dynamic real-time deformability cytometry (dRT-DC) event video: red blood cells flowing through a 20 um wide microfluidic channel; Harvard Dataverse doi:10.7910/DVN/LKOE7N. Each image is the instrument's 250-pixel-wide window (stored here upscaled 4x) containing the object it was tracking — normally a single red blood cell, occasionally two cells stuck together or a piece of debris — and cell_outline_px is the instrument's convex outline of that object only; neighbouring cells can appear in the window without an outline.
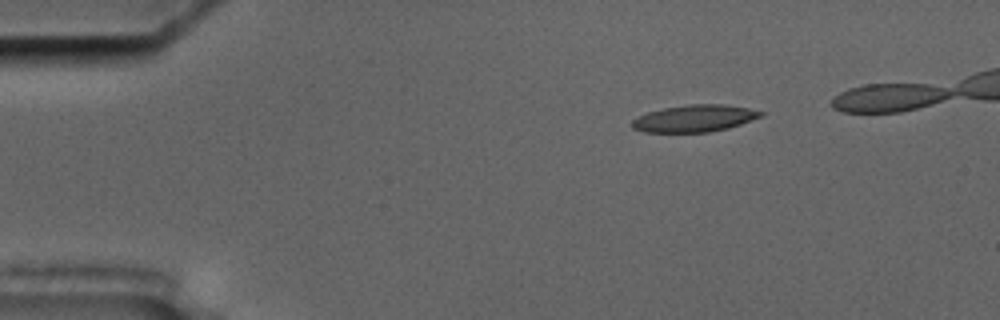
{"species": "common noctule bat (a hibernating species)", "species_latin": "Nyctalus noctula", "temperature_condition": "cold", "stored_images_in_passage": 4, "camera_frame_rate_fps": 3000, "um_per_image_px": 0.085, "animal": {"sex": "male", "body_mass_g": 17.5, "forearm_length_mm": 52.3}, "frame": {"image": 1, "passage_image": 1, "time_ms": 0.0, "image_size_px": [1000, 320], "cell_outline_px": [[764, 116], [728, 128], [708, 132], [644, 132], [632, 128], [632, 120], [648, 112], [664, 108], [684, 104], [724, 104], [748, 108], [764, 112]], "centroid_in_image_um": [59.05, 10.06], "position_along_channel_um": 25.9, "area_um2": 20.23}}